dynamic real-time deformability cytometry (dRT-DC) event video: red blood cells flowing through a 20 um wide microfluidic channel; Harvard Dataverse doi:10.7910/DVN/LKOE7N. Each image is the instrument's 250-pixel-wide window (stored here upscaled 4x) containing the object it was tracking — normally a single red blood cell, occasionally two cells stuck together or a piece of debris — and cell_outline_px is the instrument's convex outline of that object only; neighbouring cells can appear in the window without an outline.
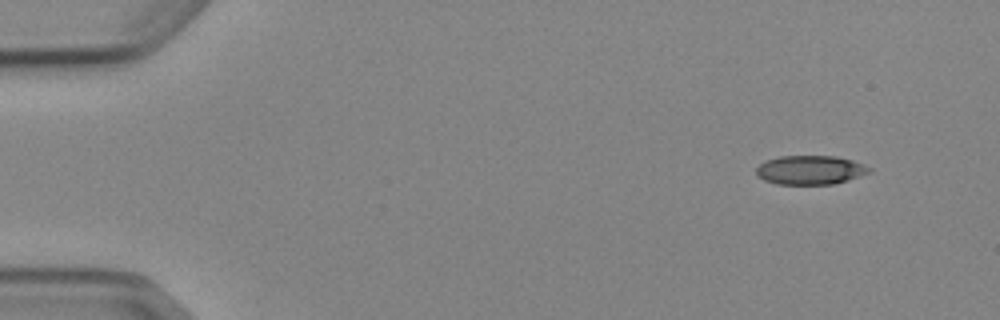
{"species": "Egyptian fruit bat (a non-hibernating species)", "species_latin": "Rousettus aegyptiacus", "temperature_condition": "cold", "stored_images_in_passage": 4, "camera_frame_rate_fps": 3000, "um_per_image_px": 0.085, "animal": {"sex": "female"}, "frame": {"image": 1, "passage_image": 1, "time_ms": 0.0, "image_size_px": [1000, 320], "cell_outline_px": [[872, 172], [848, 180], [832, 184], [776, 184], [764, 180], [756, 176], [756, 168], [764, 160], [780, 156], [836, 156], [852, 160], [864, 164], [872, 168]], "centroid_in_image_um": [68.87, 14.44], "position_along_channel_um": 16.1, "area_um2": 19.31}}
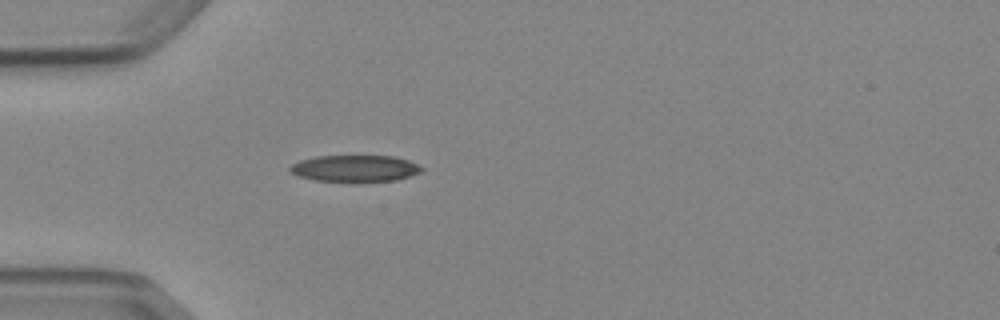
{"frame": {"image": 2, "passage_image": 4, "time_ms": 3.667, "image_size_px": [1000, 320], "cell_outline_px": [[424, 168], [420, 172], [396, 180], [360, 184], [316, 180], [300, 176], [292, 172], [288, 168], [292, 164], [300, 160], [316, 156], [392, 156], [408, 160], [420, 164]], "centroid_in_image_um": [30.21, 14.34], "position_along_channel_um": 54.8, "area_um2": 20.98}}